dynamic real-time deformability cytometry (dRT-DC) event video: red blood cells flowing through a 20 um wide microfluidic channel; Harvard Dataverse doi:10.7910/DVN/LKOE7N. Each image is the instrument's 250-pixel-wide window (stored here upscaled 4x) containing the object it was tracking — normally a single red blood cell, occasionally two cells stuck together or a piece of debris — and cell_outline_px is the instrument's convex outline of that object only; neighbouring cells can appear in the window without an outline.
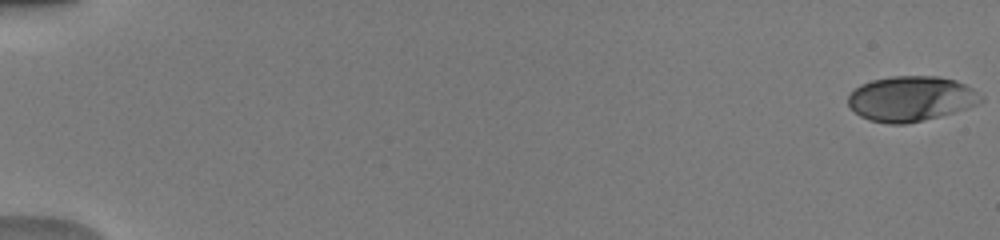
{"species": "human", "species_latin": "Homo sapiens", "temperature_condition": "warm", "stored_images_in_passage": 52, "camera_frame_rate_fps": 3000, "um_per_image_px": 0.085, "donor": {"sex": "male"}, "frame": {"image": 1, "passage_image": 1, "time_ms": 0.0, "image_size_px": [1000, 240], "cell_outline_px": [[984, 100], [976, 104], [940, 116], [924, 120], [904, 124], [888, 124], [868, 120], [860, 116], [848, 104], [848, 96], [860, 84], [872, 80], [892, 76], [940, 76], [956, 80], [972, 88], [984, 96]], "centroid_in_image_um": [77.43, 8.38], "position_along_channel_um": 7.6, "area_um2": 34.85}}
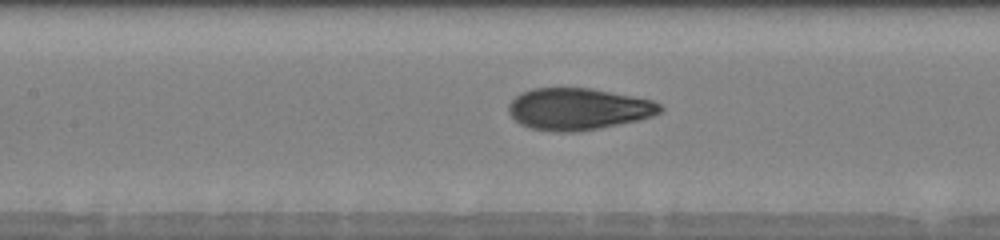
{"frame": {"image": 2, "passage_image": 26, "time_ms": 8.333, "image_size_px": [1000, 240], "cell_outline_px": [[664, 108], [660, 112], [652, 116], [640, 120], [600, 128], [576, 132], [552, 132], [528, 128], [520, 124], [508, 112], [508, 104], [520, 92], [532, 88], [592, 88], [652, 100], [660, 104]], "centroid_in_image_um": [49.13, 9.27], "position_along_channel_um": 158.3, "area_um2": 37.17}}
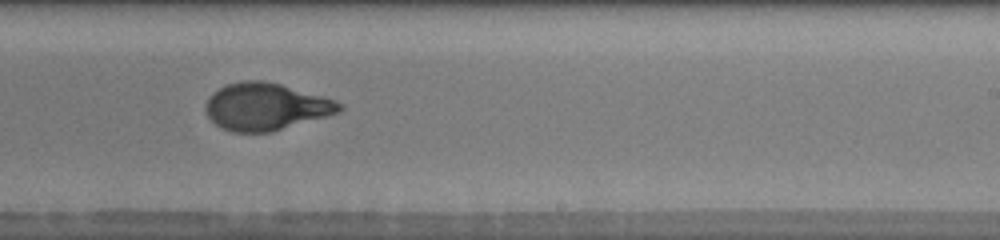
{"frame": {"image": 3, "passage_image": 34, "time_ms": 11.0, "image_size_px": [1000, 240], "cell_outline_px": [[344, 108], [340, 112], [272, 132], [232, 132], [216, 124], [208, 116], [204, 108], [208, 96], [212, 92], [228, 84], [240, 80], [264, 80], [280, 84], [324, 96], [336, 100], [344, 104]], "centroid_in_image_um": [22.61, 9.05], "position_along_channel_um": 266.4, "area_um2": 36.93}, "authors_computed_cell_mechanics": {"area_um2": 36.3851, "velocity_mm_per_s": 4.0628, "shape_relaxation_time_tau1_ms": 3.9121, "shape_relaxation_time_tau2_ms": 0.6898, "deformation_change_tau1": 0.2003, "deformation_change_tau2": 0.0633}}